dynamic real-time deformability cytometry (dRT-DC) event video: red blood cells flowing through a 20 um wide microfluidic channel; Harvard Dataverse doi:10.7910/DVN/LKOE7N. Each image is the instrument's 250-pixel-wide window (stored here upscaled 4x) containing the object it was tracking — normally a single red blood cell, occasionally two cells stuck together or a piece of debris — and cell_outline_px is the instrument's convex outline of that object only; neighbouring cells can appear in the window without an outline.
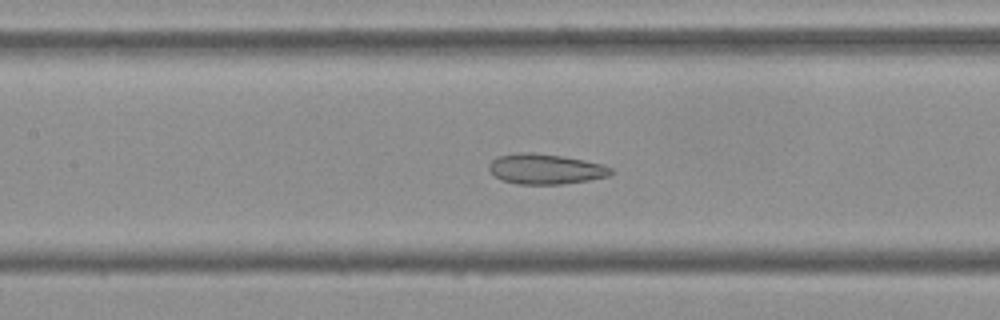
{"species": "Egyptian fruit bat (a non-hibernating species)", "species_latin": "Rousettus aegyptiacus", "temperature_condition": "cold", "stored_images_in_passage": 56, "camera_frame_rate_fps": 3000, "um_per_image_px": 0.085, "frame": {"image": 1, "passage_image": 25, "time_ms": 8.0, "image_size_px": [1000, 320], "cell_outline_px": [[616, 172], [608, 176], [588, 180], [560, 184], [516, 184], [504, 180], [496, 176], [488, 168], [488, 164], [496, 156], [516, 152], [532, 152], [564, 156], [604, 164], [612, 168]], "centroid_in_image_um": [46.38, 14.35], "position_along_channel_um": 161.0, "area_um2": 21.68}}
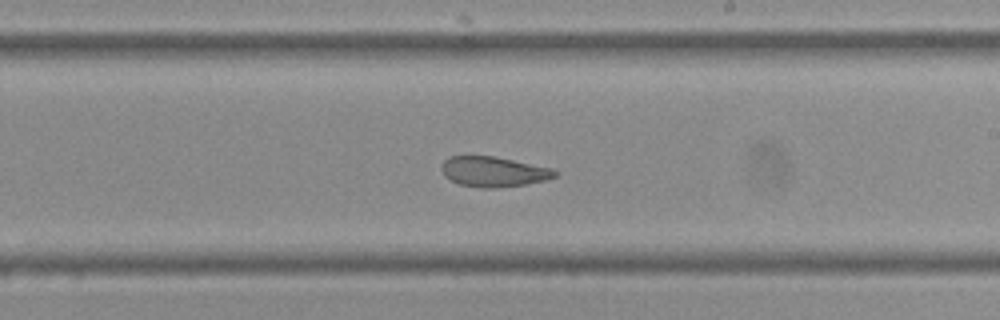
{"frame": {"image": 2, "passage_image": 32, "time_ms": 10.333, "image_size_px": [1000, 320], "cell_outline_px": [[560, 172], [556, 176], [544, 180], [524, 184], [496, 188], [480, 188], [460, 184], [444, 176], [440, 168], [444, 160], [448, 156], [492, 156], [552, 168]], "centroid_in_image_um": [41.93, 14.59], "position_along_channel_um": 247.1, "area_um2": 19.83}}
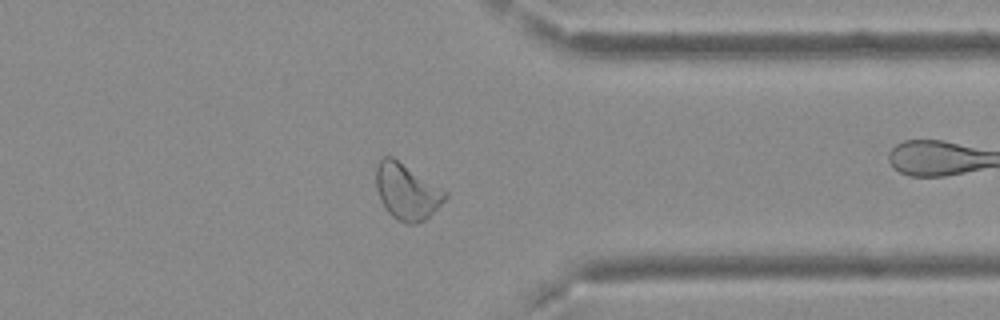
{"frame": {"image": 3, "passage_image": 43, "time_ms": 14.0, "image_size_px": [1000, 320], "cell_outline_px": [[448, 196], [424, 220], [416, 224], [408, 224], [396, 220], [388, 212], [380, 200], [376, 188], [376, 168], [380, 160], [384, 156], [392, 156], [448, 192]], "centroid_in_image_um": [34.56, 16.29], "position_along_channel_um": 376.8, "area_um2": 22.37}, "authors_computed_cell_mechanics": {"area_um2": 23.987, "velocity_mm_per_s": 3.7023, "shape_relaxation_time_tau1_ms": null, "shape_relaxation_time_tau2_ms": 2.1341, "deformation_change_tau1": null, "deformation_change_tau2": 0.0933}}